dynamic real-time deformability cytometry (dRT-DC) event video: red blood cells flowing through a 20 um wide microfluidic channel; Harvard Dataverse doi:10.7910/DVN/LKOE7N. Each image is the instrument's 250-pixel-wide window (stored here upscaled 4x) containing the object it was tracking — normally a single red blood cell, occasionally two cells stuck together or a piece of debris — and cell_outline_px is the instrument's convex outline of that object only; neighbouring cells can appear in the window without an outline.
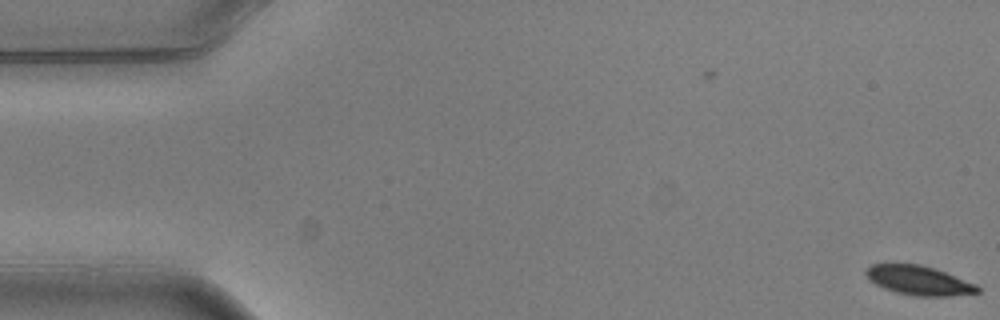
{"species": "common noctule bat (a hibernating species)", "species_latin": "Nyctalus noctula", "temperature_condition": "warm", "stored_images_in_passage": 8, "camera_frame_rate_fps": 3000, "um_per_image_px": 0.085, "animal": {"sex": "male", "body_mass_g": 20.5, "forearm_length_mm": 52.5}, "frame": {"image": 1, "passage_image": 1, "time_ms": 0.0, "image_size_px": [1000, 320], "cell_outline_px": [[980, 292], [952, 296], [916, 296], [896, 292], [884, 288], [868, 280], [864, 272], [872, 264], [920, 264], [936, 268], [976, 284], [980, 288]], "centroid_in_image_um": [78.11, 23.83], "position_along_channel_um": 6.9, "area_um2": 19.07}}
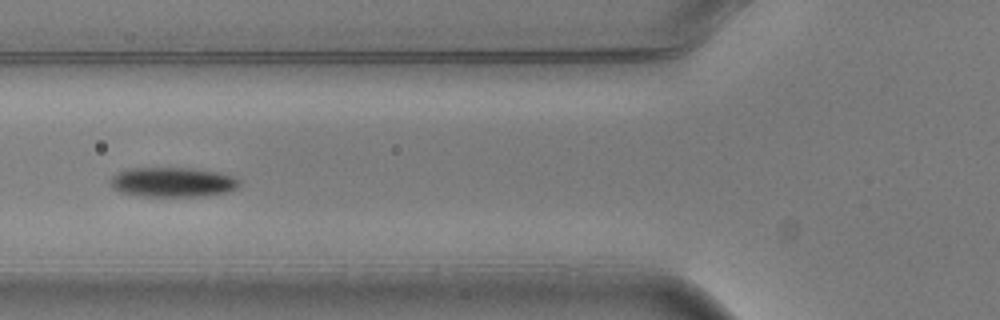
{"frame": {"image": 2, "passage_image": 6, "time_ms": 1.667, "image_size_px": [1000, 320], "cell_outline_px": [[240, 184], [236, 188], [228, 192], [204, 196], [144, 196], [120, 192], [112, 188], [108, 180], [116, 172], [128, 168], [192, 168], [220, 172], [232, 176], [240, 180]], "centroid_in_image_um": [14.65, 15.47], "position_along_channel_um": 111.1, "area_um2": 22.54}}
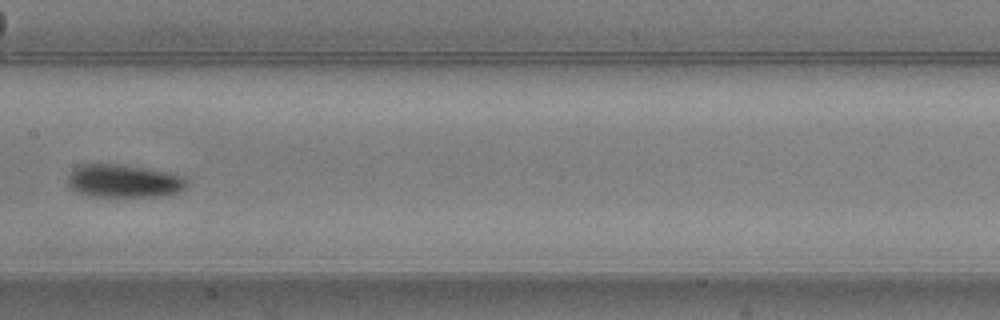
{"frame": {"image": 3, "passage_image": 8, "time_ms": 2.333, "image_size_px": [1000, 320], "cell_outline_px": [[188, 184], [184, 188], [176, 192], [164, 196], [88, 196], [76, 192], [68, 188], [68, 172], [72, 168], [80, 164], [124, 164], [168, 172], [184, 176], [188, 180]], "centroid_in_image_um": [10.48, 15.37], "position_along_channel_um": 196.9, "area_um2": 23.29}}